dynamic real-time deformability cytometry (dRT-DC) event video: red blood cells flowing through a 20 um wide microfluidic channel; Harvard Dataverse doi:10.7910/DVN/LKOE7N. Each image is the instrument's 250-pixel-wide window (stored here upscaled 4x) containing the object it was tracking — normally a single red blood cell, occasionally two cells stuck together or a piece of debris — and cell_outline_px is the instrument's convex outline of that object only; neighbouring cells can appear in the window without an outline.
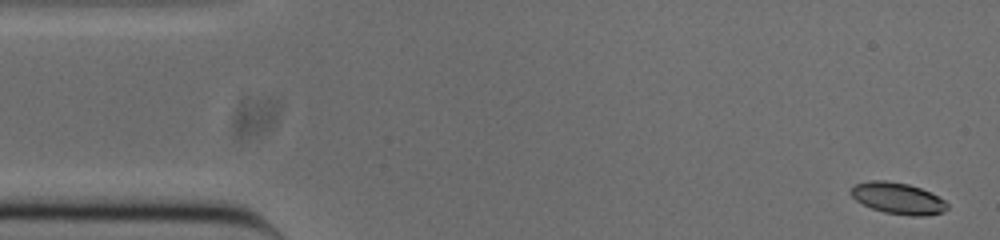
{"species": "common noctule bat (a hibernating species)", "species_latin": "Nyctalus noctula", "temperature_condition": "cold", "stored_images_in_passage": 51, "camera_frame_rate_fps": 3000, "um_per_image_px": 0.085, "animal": {"sex": "male", "body_mass_g": 20.0, "forearm_length_mm": 53.3}, "frame": {"image": 1, "passage_image": 1, "time_ms": 0.0, "image_size_px": [1000, 240], "cell_outline_px": [[948, 208], [944, 212], [924, 216], [912, 216], [884, 212], [872, 208], [856, 200], [848, 192], [856, 184], [872, 180], [884, 180], [908, 184], [920, 188], [944, 200], [948, 204]], "centroid_in_image_um": [76.32, 16.86], "position_along_channel_um": 8.7, "area_um2": 17.46}}
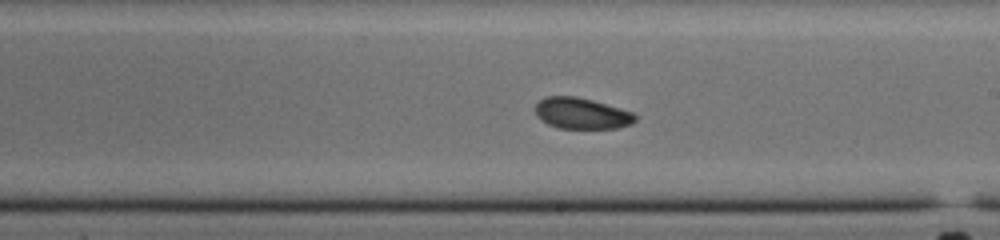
{"frame": {"image": 2, "passage_image": 28, "time_ms": 9.0, "image_size_px": [1000, 240], "cell_outline_px": [[636, 120], [632, 124], [616, 128], [560, 128], [548, 124], [540, 120], [536, 116], [536, 104], [540, 100], [548, 96], [576, 96], [592, 100], [620, 108], [632, 112], [636, 116]], "centroid_in_image_um": [49.43, 9.64], "position_along_channel_um": 239.6, "area_um2": 18.03}}
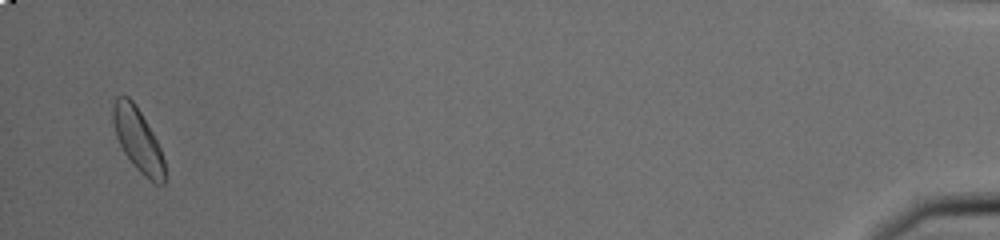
{"frame": {"image": 3, "passage_image": 50, "time_ms": 16.333, "image_size_px": [1000, 240], "cell_outline_px": [[164, 184], [156, 184], [144, 176], [132, 164], [124, 152], [116, 136], [112, 120], [112, 104], [116, 96], [128, 96], [136, 104], [152, 132], [160, 148], [164, 160]], "centroid_in_image_um": [11.69, 11.85], "position_along_channel_um": 423.5, "area_um2": 18.96}, "authors_computed_cell_mechanics": {"area_um2": 18.3226, "velocity_mm_per_s": 3.8342, "shape_relaxation_time_tau1_ms": 2.792, "shape_relaxation_time_tau2_ms": null, "deformation_change_tau1": 0.0762, "deformation_change_tau2": null}}